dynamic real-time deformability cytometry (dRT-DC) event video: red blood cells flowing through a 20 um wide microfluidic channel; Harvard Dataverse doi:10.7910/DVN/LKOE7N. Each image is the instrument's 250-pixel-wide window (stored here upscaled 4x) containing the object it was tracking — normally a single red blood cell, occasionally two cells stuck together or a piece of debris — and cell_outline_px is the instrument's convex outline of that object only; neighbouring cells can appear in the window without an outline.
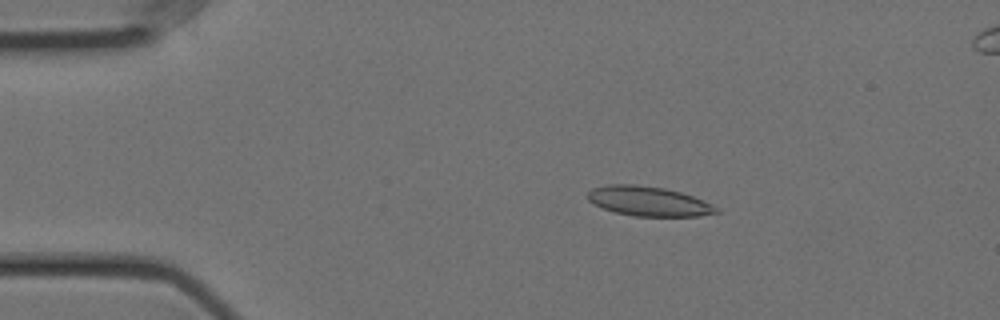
{"species": "Egyptian fruit bat (a non-hibernating species)", "species_latin": "Rousettus aegyptiacus", "temperature_condition": "cold", "stored_images_in_passage": 57, "camera_frame_rate_fps": 3000, "um_per_image_px": 0.085, "animal": {"sex": "female"}, "frame": {"image": 1, "passage_image": 10, "time_ms": 3.0, "image_size_px": [1000, 320], "cell_outline_px": [[720, 212], [700, 216], [632, 216], [616, 212], [604, 208], [588, 200], [588, 192], [592, 188], [608, 184], [636, 184], [664, 188], [680, 192], [692, 196], [712, 204], [720, 208]], "centroid_in_image_um": [55.15, 17.1], "position_along_channel_um": 29.8, "area_um2": 22.14}}
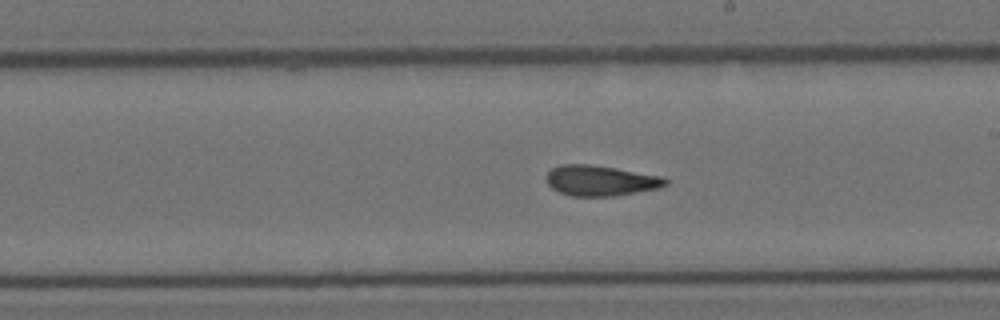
{"frame": {"image": 2, "passage_image": 32, "time_ms": 10.333, "image_size_px": [1000, 320], "cell_outline_px": [[668, 184], [660, 188], [612, 196], [572, 196], [560, 192], [552, 188], [544, 180], [544, 176], [552, 168], [560, 164], [588, 164], [616, 168], [664, 176], [668, 180]], "centroid_in_image_um": [51.04, 15.34], "position_along_channel_um": 238.0, "area_um2": 21.33}}
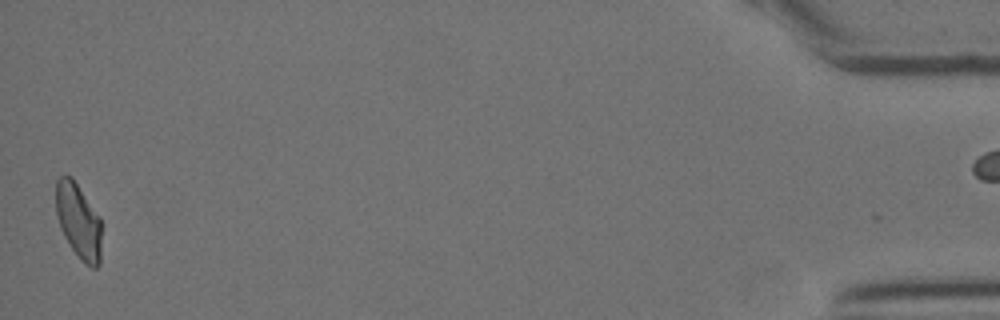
{"frame": {"image": 3, "passage_image": 56, "time_ms": 18.333, "image_size_px": [1000, 320], "cell_outline_px": [[100, 264], [96, 268], [92, 268], [84, 264], [72, 248], [64, 236], [60, 228], [56, 212], [56, 180], [60, 176], [72, 176], [100, 216]], "centroid_in_image_um": [6.67, 18.78], "position_along_channel_um": 428.5, "area_um2": 20.0}}